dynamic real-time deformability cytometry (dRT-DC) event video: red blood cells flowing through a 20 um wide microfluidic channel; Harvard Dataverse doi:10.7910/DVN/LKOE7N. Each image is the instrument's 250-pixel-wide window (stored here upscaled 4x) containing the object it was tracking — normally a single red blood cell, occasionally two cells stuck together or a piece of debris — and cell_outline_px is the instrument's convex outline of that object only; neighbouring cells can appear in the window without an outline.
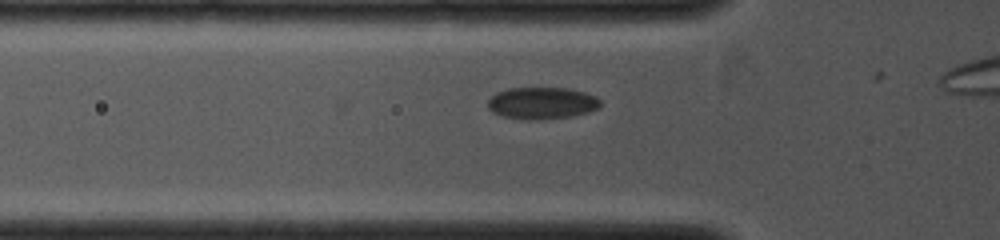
{"species": "common noctule bat (a hibernating species)", "species_latin": "Nyctalus noctula", "temperature_condition": "cold", "stored_images_in_passage": 15, "camera_frame_rate_fps": 4000, "um_per_image_px": 0.085, "animal": {"sex": "female", "body_mass_g": 19.0, "forearm_length_mm": 53.3}, "frame": {"image": 1, "passage_image": 12, "time_ms": 2.0, "image_size_px": [1000, 240], "cell_outline_px": [[600, 108], [588, 112], [572, 116], [532, 120], [528, 120], [504, 116], [492, 112], [488, 108], [488, 100], [496, 92], [508, 88], [568, 88], [584, 92], [596, 96], [600, 100]], "centroid_in_image_um": [46.07, 8.76], "position_along_channel_um": 79.7, "area_um2": 20.92}}